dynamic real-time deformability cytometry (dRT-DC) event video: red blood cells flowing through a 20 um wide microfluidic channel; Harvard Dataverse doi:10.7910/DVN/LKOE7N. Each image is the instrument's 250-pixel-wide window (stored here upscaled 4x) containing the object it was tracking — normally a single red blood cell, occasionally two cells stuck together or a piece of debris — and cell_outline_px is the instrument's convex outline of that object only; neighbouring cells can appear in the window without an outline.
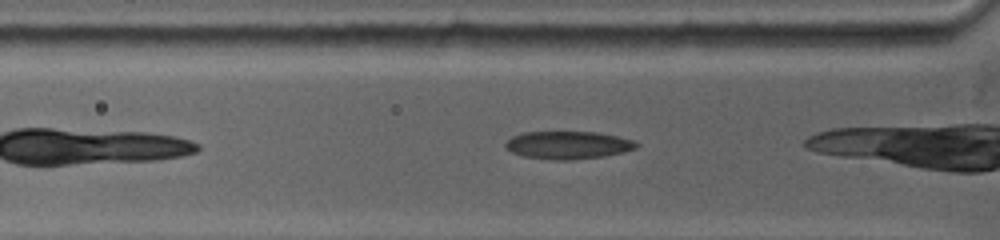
{"species": "common noctule bat (a hibernating species)", "species_latin": "Nyctalus noctula", "temperature_condition": "warm", "stored_images_in_passage": 7, "camera_frame_rate_fps": 5000, "um_per_image_px": 0.085, "animal": {"sex": "female", "body_mass_g": 19.0, "forearm_length_mm": 53.3}, "frame": {"image": 1, "passage_image": 4, "time_ms": 1.0, "image_size_px": [1000, 240], "cell_outline_px": [[640, 144], [636, 148], [624, 152], [604, 156], [572, 160], [548, 160], [524, 156], [512, 152], [504, 148], [504, 144], [512, 136], [524, 132], [596, 132], [616, 136], [632, 140]], "centroid_in_image_um": [48.26, 12.34], "position_along_channel_um": 77.5, "area_um2": 21.27}}